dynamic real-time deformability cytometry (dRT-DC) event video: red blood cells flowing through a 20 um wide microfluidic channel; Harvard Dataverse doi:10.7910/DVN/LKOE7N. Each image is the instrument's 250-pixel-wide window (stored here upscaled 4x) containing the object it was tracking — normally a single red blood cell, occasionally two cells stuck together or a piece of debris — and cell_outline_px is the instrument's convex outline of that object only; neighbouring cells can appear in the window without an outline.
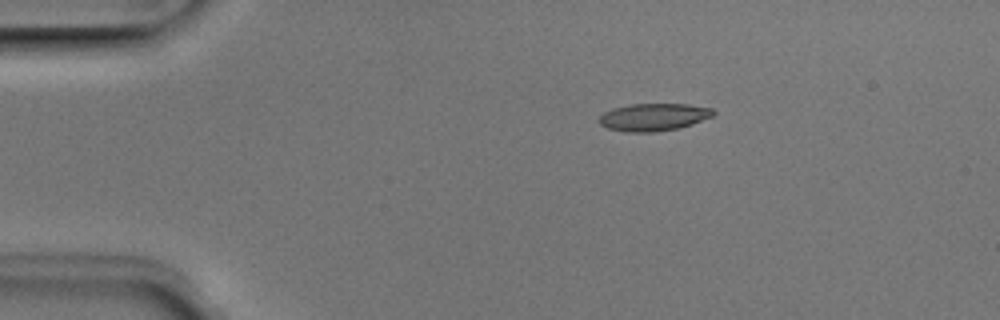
{"species": "Egyptian fruit bat (a non-hibernating species)", "species_latin": "Rousettus aegyptiacus", "temperature_condition": "room temperature", "stored_images_in_passage": 6, "camera_frame_rate_fps": 3000, "um_per_image_px": 0.085, "animal": {"sex": "male"}, "frame": {"image": 1, "passage_image": 3, "time_ms": 0.667, "image_size_px": [1000, 320], "cell_outline_px": [[716, 112], [712, 116], [692, 124], [680, 128], [656, 132], [624, 132], [608, 128], [600, 124], [600, 116], [604, 112], [612, 108], [628, 104], [688, 104], [712, 108]], "centroid_in_image_um": [55.56, 9.95], "position_along_channel_um": 29.4, "area_um2": 18.38}}
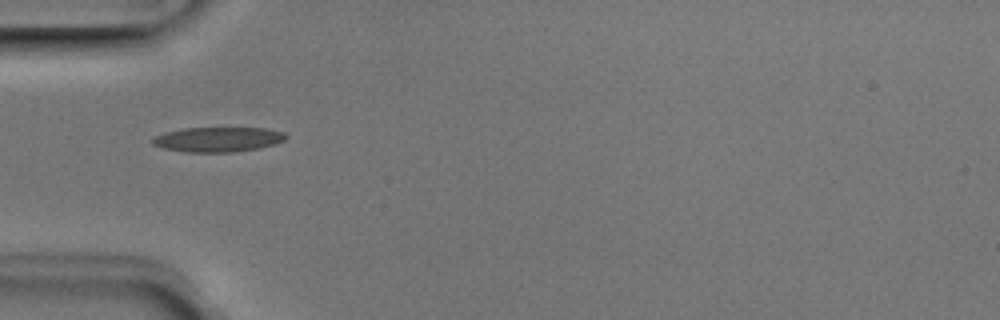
{"frame": {"image": 2, "passage_image": 5, "time_ms": 1.333, "image_size_px": [1000, 320], "cell_outline_px": [[288, 136], [284, 140], [276, 144], [260, 148], [232, 152], [184, 152], [164, 148], [152, 144], [152, 140], [156, 136], [164, 132], [184, 128], [264, 128], [284, 132]], "centroid_in_image_um": [18.55, 11.85], "position_along_channel_um": 66.5, "area_um2": 19.31}}